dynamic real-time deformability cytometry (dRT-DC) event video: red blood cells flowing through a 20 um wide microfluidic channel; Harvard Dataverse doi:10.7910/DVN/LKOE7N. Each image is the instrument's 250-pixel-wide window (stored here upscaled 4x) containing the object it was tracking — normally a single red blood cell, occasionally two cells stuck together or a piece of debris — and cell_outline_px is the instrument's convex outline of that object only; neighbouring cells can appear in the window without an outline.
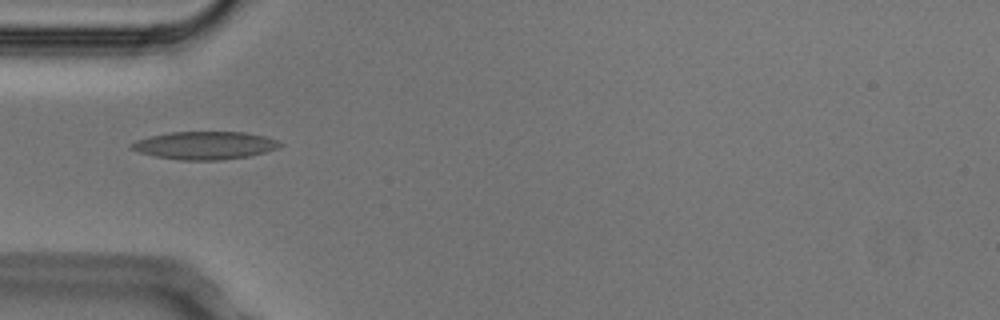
{"species": "Egyptian fruit bat (a non-hibernating species)", "species_latin": "Rousettus aegyptiacus", "temperature_condition": "cold", "stored_images_in_passage": 6, "camera_frame_rate_fps": 3000, "um_per_image_px": 0.085, "animal": {"sex": "male"}, "frame": {"image": 1, "passage_image": 3, "time_ms": 0.667, "image_size_px": [1000, 320], "cell_outline_px": [[284, 144], [276, 148], [264, 152], [248, 156], [220, 160], [180, 160], [156, 156], [140, 152], [128, 148], [128, 144], [136, 140], [148, 136], [172, 132], [244, 132], [264, 136], [276, 140]], "centroid_in_image_um": [17.36, 12.35], "position_along_channel_um": 67.6, "area_um2": 24.04}}
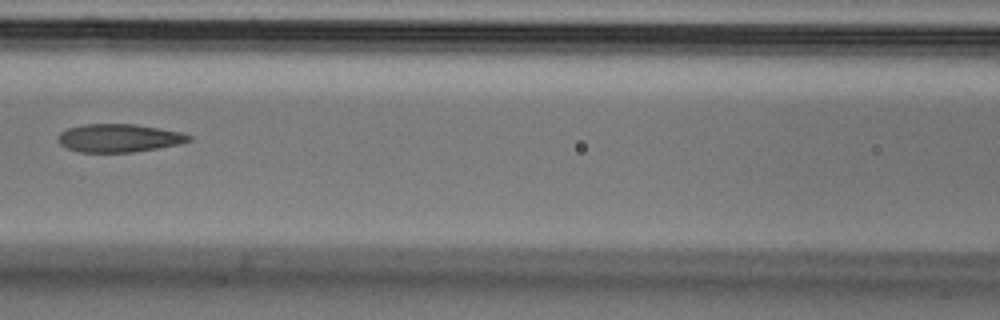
{"frame": {"image": 2, "passage_image": 5, "time_ms": 1.333, "image_size_px": [1000, 320], "cell_outline_px": [[192, 140], [180, 144], [132, 152], [80, 152], [68, 148], [60, 144], [56, 140], [56, 136], [60, 132], [68, 128], [84, 124], [136, 124], [180, 132], [192, 136]], "centroid_in_image_um": [10.08, 11.73], "position_along_channel_um": 156.5, "area_um2": 21.44}}
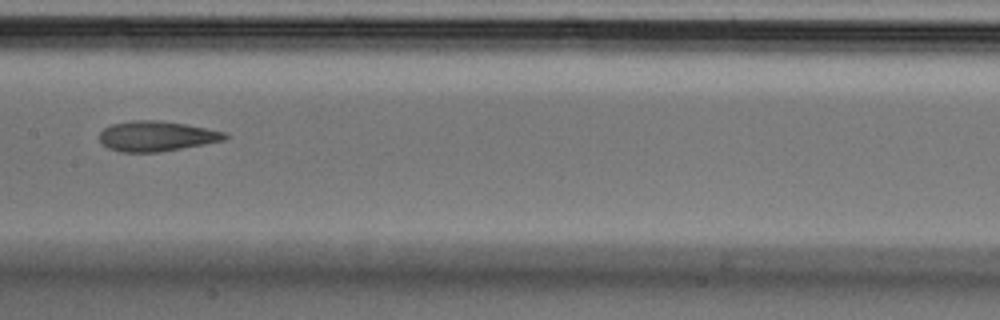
{"frame": {"image": 3, "passage_image": 6, "time_ms": 1.667, "image_size_px": [1000, 320], "cell_outline_px": [[228, 136], [224, 140], [204, 144], [160, 152], [120, 152], [108, 148], [100, 140], [100, 132], [104, 128], [112, 124], [132, 120], [156, 120], [184, 124], [224, 132]], "centroid_in_image_um": [13.27, 11.58], "position_along_channel_um": 194.1, "area_um2": 21.79}}